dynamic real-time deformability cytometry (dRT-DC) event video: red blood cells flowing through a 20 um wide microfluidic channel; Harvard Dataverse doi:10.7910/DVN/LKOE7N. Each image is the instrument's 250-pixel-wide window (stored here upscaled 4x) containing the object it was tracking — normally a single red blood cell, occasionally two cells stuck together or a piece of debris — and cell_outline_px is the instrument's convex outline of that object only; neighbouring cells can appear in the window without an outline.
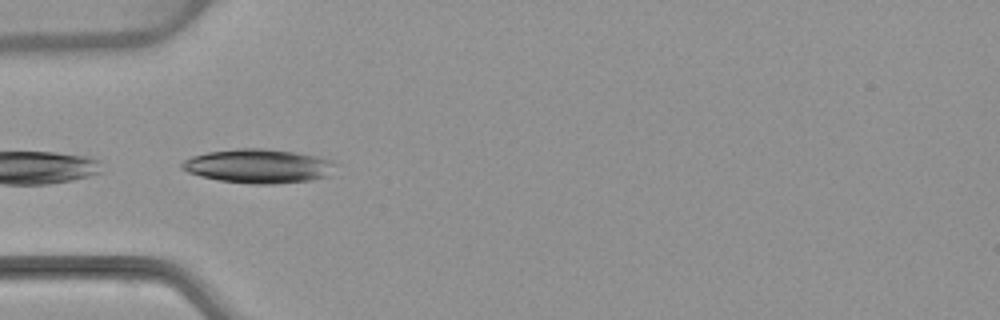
{"species": "common noctule bat (a hibernating species)", "species_latin": "Nyctalus noctula", "temperature_condition": "warm", "stored_images_in_passage": 7, "camera_frame_rate_fps": 3000, "um_per_image_px": 0.085, "animal": {"sex": "female", "body_mass_g": 22.7, "forearm_length_mm": 54.2}, "frame": {"image": 1, "passage_image": 5, "time_ms": 1.333, "image_size_px": [1000, 320], "cell_outline_px": [[336, 164], [328, 176], [312, 180], [272, 184], [252, 184], [220, 180], [200, 176], [188, 172], [180, 168], [180, 164], [184, 160], [192, 156], [208, 152], [236, 148], [264, 148], [296, 152], [316, 156], [332, 160]], "centroid_in_image_um": [21.96, 14.11], "position_along_channel_um": 63.0, "area_um2": 30.52}}